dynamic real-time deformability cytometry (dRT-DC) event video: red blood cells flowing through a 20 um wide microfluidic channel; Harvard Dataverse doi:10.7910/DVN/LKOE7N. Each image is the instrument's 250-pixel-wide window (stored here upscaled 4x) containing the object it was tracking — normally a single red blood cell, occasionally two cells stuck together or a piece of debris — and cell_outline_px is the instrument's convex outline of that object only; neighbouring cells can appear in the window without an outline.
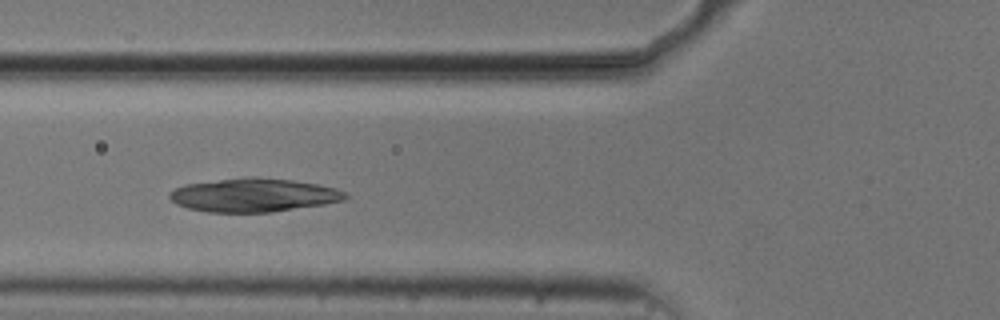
{"species": "common noctule bat (a hibernating species)", "species_latin": "Nyctalus noctula", "temperature_condition": "cold", "stored_images_in_passage": 40, "camera_frame_rate_fps": 3000, "um_per_image_px": 0.085, "animal": {"sex": "male", "body_mass_g": 20.5, "forearm_length_mm": 52.5}, "frame": {"image": 1, "passage_image": 9, "time_ms": 2.667, "image_size_px": [1000, 320], "cell_outline_px": [[348, 196], [344, 200], [324, 204], [272, 212], [208, 212], [188, 208], [176, 204], [168, 196], [176, 188], [184, 184], [220, 180], [292, 180], [320, 184], [336, 188], [344, 192]], "centroid_in_image_um": [21.58, 16.63], "position_along_channel_um": 104.2, "area_um2": 33.12}}
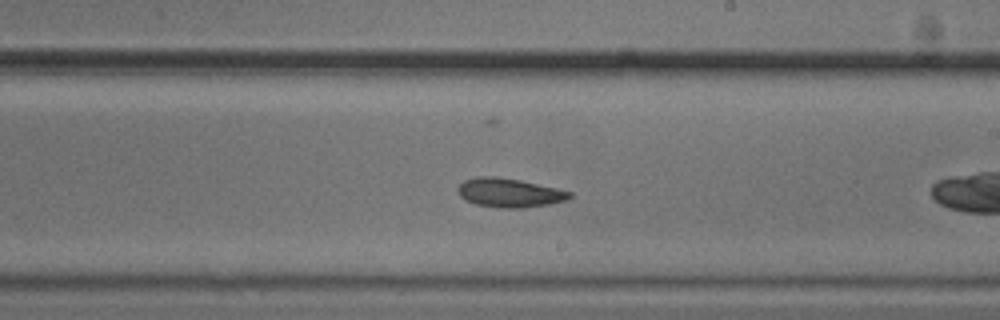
{"frame": {"image": 2, "passage_image": 17, "time_ms": 5.333, "image_size_px": [1000, 320], "cell_outline_px": [[572, 196], [568, 200], [548, 204], [520, 208], [500, 208], [476, 204], [464, 200], [460, 196], [456, 188], [464, 180], [476, 176], [496, 176], [520, 180], [556, 188], [572, 192]], "centroid_in_image_um": [43.27, 16.38], "position_along_channel_um": 245.7, "area_um2": 18.96}}
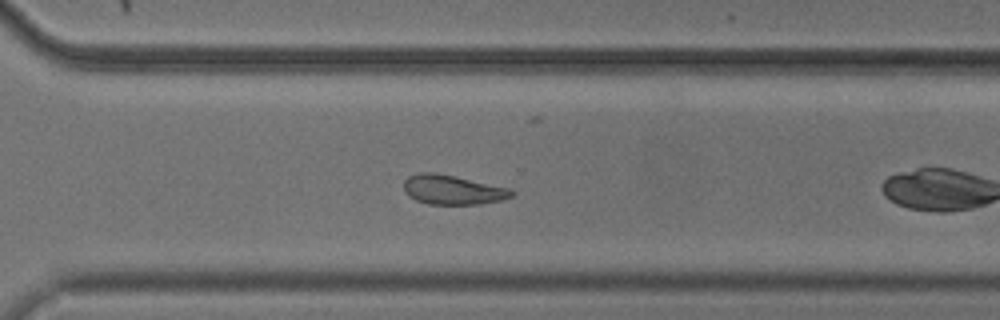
{"frame": {"image": 3, "passage_image": 24, "time_ms": 7.667, "image_size_px": [1000, 320], "cell_outline_px": [[516, 192], [512, 196], [504, 200], [480, 204], [428, 204], [416, 200], [408, 196], [404, 192], [404, 180], [408, 176], [416, 172], [436, 172], [508, 188]], "centroid_in_image_um": [38.44, 16.13], "position_along_channel_um": 332.2, "area_um2": 18.61}, "authors_computed_cell_mechanics": {"area_um2": 19.7676, "velocity_mm_per_s": 3.7174, "shape_relaxation_time_tau1_ms": 1.5377, "shape_relaxation_time_tau2_ms": 3.2619, "deformation_change_tau1": 0.0996, "deformation_change_tau2": 0.0909}}